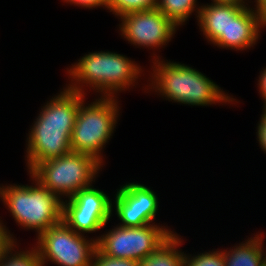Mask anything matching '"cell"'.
I'll list each match as a JSON object with an SVG mask.
<instances>
[{
  "label": "cell",
  "instance_id": "obj_15",
  "mask_svg": "<svg viewBox=\"0 0 266 266\" xmlns=\"http://www.w3.org/2000/svg\"><path fill=\"white\" fill-rule=\"evenodd\" d=\"M180 237L173 233L154 252L140 260L139 266H184L185 253L180 249L183 242Z\"/></svg>",
  "mask_w": 266,
  "mask_h": 266
},
{
  "label": "cell",
  "instance_id": "obj_24",
  "mask_svg": "<svg viewBox=\"0 0 266 266\" xmlns=\"http://www.w3.org/2000/svg\"><path fill=\"white\" fill-rule=\"evenodd\" d=\"M10 233V230L4 225L0 219V252L8 243H17V239Z\"/></svg>",
  "mask_w": 266,
  "mask_h": 266
},
{
  "label": "cell",
  "instance_id": "obj_27",
  "mask_svg": "<svg viewBox=\"0 0 266 266\" xmlns=\"http://www.w3.org/2000/svg\"><path fill=\"white\" fill-rule=\"evenodd\" d=\"M214 3H225V4H234L242 7H250L249 6V0H211ZM246 1V2H245Z\"/></svg>",
  "mask_w": 266,
  "mask_h": 266
},
{
  "label": "cell",
  "instance_id": "obj_12",
  "mask_svg": "<svg viewBox=\"0 0 266 266\" xmlns=\"http://www.w3.org/2000/svg\"><path fill=\"white\" fill-rule=\"evenodd\" d=\"M243 7L234 4H203L197 19L205 39L215 44L220 38H228L229 15H236Z\"/></svg>",
  "mask_w": 266,
  "mask_h": 266
},
{
  "label": "cell",
  "instance_id": "obj_6",
  "mask_svg": "<svg viewBox=\"0 0 266 266\" xmlns=\"http://www.w3.org/2000/svg\"><path fill=\"white\" fill-rule=\"evenodd\" d=\"M103 165L94 157L70 152L36 164L28 173L61 199L91 186ZM66 196V197H64Z\"/></svg>",
  "mask_w": 266,
  "mask_h": 266
},
{
  "label": "cell",
  "instance_id": "obj_22",
  "mask_svg": "<svg viewBox=\"0 0 266 266\" xmlns=\"http://www.w3.org/2000/svg\"><path fill=\"white\" fill-rule=\"evenodd\" d=\"M63 2L70 3L71 5H75L78 7H83L86 9H93V8H107L109 0H63Z\"/></svg>",
  "mask_w": 266,
  "mask_h": 266
},
{
  "label": "cell",
  "instance_id": "obj_11",
  "mask_svg": "<svg viewBox=\"0 0 266 266\" xmlns=\"http://www.w3.org/2000/svg\"><path fill=\"white\" fill-rule=\"evenodd\" d=\"M252 8L243 7L236 15H229L228 38H220L214 46L236 51L254 47L266 22Z\"/></svg>",
  "mask_w": 266,
  "mask_h": 266
},
{
  "label": "cell",
  "instance_id": "obj_18",
  "mask_svg": "<svg viewBox=\"0 0 266 266\" xmlns=\"http://www.w3.org/2000/svg\"><path fill=\"white\" fill-rule=\"evenodd\" d=\"M16 248H19L17 243H8L1 250L0 266H43L35 247L25 251Z\"/></svg>",
  "mask_w": 266,
  "mask_h": 266
},
{
  "label": "cell",
  "instance_id": "obj_2",
  "mask_svg": "<svg viewBox=\"0 0 266 266\" xmlns=\"http://www.w3.org/2000/svg\"><path fill=\"white\" fill-rule=\"evenodd\" d=\"M153 55L151 80L148 79L150 82L145 90H152L168 101L189 106L235 103L236 99L233 96L226 94L199 70L179 62L162 60L155 53Z\"/></svg>",
  "mask_w": 266,
  "mask_h": 266
},
{
  "label": "cell",
  "instance_id": "obj_25",
  "mask_svg": "<svg viewBox=\"0 0 266 266\" xmlns=\"http://www.w3.org/2000/svg\"><path fill=\"white\" fill-rule=\"evenodd\" d=\"M262 70L259 75L257 87L259 88V93L260 96L262 97L261 99H263L262 101H264L263 108H265L266 107V67L262 68Z\"/></svg>",
  "mask_w": 266,
  "mask_h": 266
},
{
  "label": "cell",
  "instance_id": "obj_26",
  "mask_svg": "<svg viewBox=\"0 0 266 266\" xmlns=\"http://www.w3.org/2000/svg\"><path fill=\"white\" fill-rule=\"evenodd\" d=\"M255 10L261 15L263 20L266 22V0H254Z\"/></svg>",
  "mask_w": 266,
  "mask_h": 266
},
{
  "label": "cell",
  "instance_id": "obj_14",
  "mask_svg": "<svg viewBox=\"0 0 266 266\" xmlns=\"http://www.w3.org/2000/svg\"><path fill=\"white\" fill-rule=\"evenodd\" d=\"M112 211H88L83 209H63L62 220L75 232L93 233L104 228L110 221Z\"/></svg>",
  "mask_w": 266,
  "mask_h": 266
},
{
  "label": "cell",
  "instance_id": "obj_19",
  "mask_svg": "<svg viewBox=\"0 0 266 266\" xmlns=\"http://www.w3.org/2000/svg\"><path fill=\"white\" fill-rule=\"evenodd\" d=\"M157 4L158 0H109L106 9L119 19L131 12L154 10Z\"/></svg>",
  "mask_w": 266,
  "mask_h": 266
},
{
  "label": "cell",
  "instance_id": "obj_20",
  "mask_svg": "<svg viewBox=\"0 0 266 266\" xmlns=\"http://www.w3.org/2000/svg\"><path fill=\"white\" fill-rule=\"evenodd\" d=\"M184 266H225L223 251L216 249L193 256L185 254Z\"/></svg>",
  "mask_w": 266,
  "mask_h": 266
},
{
  "label": "cell",
  "instance_id": "obj_1",
  "mask_svg": "<svg viewBox=\"0 0 266 266\" xmlns=\"http://www.w3.org/2000/svg\"><path fill=\"white\" fill-rule=\"evenodd\" d=\"M61 90L43 105L29 129L25 156L27 172L40 162L71 152V134L85 95L66 88Z\"/></svg>",
  "mask_w": 266,
  "mask_h": 266
},
{
  "label": "cell",
  "instance_id": "obj_23",
  "mask_svg": "<svg viewBox=\"0 0 266 266\" xmlns=\"http://www.w3.org/2000/svg\"><path fill=\"white\" fill-rule=\"evenodd\" d=\"M262 115L257 126V139L260 145V148L266 153V110L262 109Z\"/></svg>",
  "mask_w": 266,
  "mask_h": 266
},
{
  "label": "cell",
  "instance_id": "obj_21",
  "mask_svg": "<svg viewBox=\"0 0 266 266\" xmlns=\"http://www.w3.org/2000/svg\"><path fill=\"white\" fill-rule=\"evenodd\" d=\"M91 266H139L134 259L114 258L102 253L97 247L94 250Z\"/></svg>",
  "mask_w": 266,
  "mask_h": 266
},
{
  "label": "cell",
  "instance_id": "obj_13",
  "mask_svg": "<svg viewBox=\"0 0 266 266\" xmlns=\"http://www.w3.org/2000/svg\"><path fill=\"white\" fill-rule=\"evenodd\" d=\"M253 235L238 246L222 249L225 266H266V250L263 246L264 235L262 232Z\"/></svg>",
  "mask_w": 266,
  "mask_h": 266
},
{
  "label": "cell",
  "instance_id": "obj_5",
  "mask_svg": "<svg viewBox=\"0 0 266 266\" xmlns=\"http://www.w3.org/2000/svg\"><path fill=\"white\" fill-rule=\"evenodd\" d=\"M117 98L100 96L88 106L85 96L81 99L71 134V152L90 155L104 165L102 152L113 136L120 115Z\"/></svg>",
  "mask_w": 266,
  "mask_h": 266
},
{
  "label": "cell",
  "instance_id": "obj_16",
  "mask_svg": "<svg viewBox=\"0 0 266 266\" xmlns=\"http://www.w3.org/2000/svg\"><path fill=\"white\" fill-rule=\"evenodd\" d=\"M63 209L112 211V199L104 191L91 185L81 189L68 200H63Z\"/></svg>",
  "mask_w": 266,
  "mask_h": 266
},
{
  "label": "cell",
  "instance_id": "obj_10",
  "mask_svg": "<svg viewBox=\"0 0 266 266\" xmlns=\"http://www.w3.org/2000/svg\"><path fill=\"white\" fill-rule=\"evenodd\" d=\"M112 201L115 215L124 227H141L154 224L159 202L156 193L144 184L129 182L116 189Z\"/></svg>",
  "mask_w": 266,
  "mask_h": 266
},
{
  "label": "cell",
  "instance_id": "obj_4",
  "mask_svg": "<svg viewBox=\"0 0 266 266\" xmlns=\"http://www.w3.org/2000/svg\"><path fill=\"white\" fill-rule=\"evenodd\" d=\"M30 177L33 182L30 186H0V199L17 225L26 230H35L38 237L43 231L62 221L64 199L51 193L31 175Z\"/></svg>",
  "mask_w": 266,
  "mask_h": 266
},
{
  "label": "cell",
  "instance_id": "obj_7",
  "mask_svg": "<svg viewBox=\"0 0 266 266\" xmlns=\"http://www.w3.org/2000/svg\"><path fill=\"white\" fill-rule=\"evenodd\" d=\"M75 232L63 220L43 231L35 247L43 266H91L96 239Z\"/></svg>",
  "mask_w": 266,
  "mask_h": 266
},
{
  "label": "cell",
  "instance_id": "obj_9",
  "mask_svg": "<svg viewBox=\"0 0 266 266\" xmlns=\"http://www.w3.org/2000/svg\"><path fill=\"white\" fill-rule=\"evenodd\" d=\"M120 22L123 39L137 48L143 46L152 50L164 48L179 28L157 8L125 14L120 17Z\"/></svg>",
  "mask_w": 266,
  "mask_h": 266
},
{
  "label": "cell",
  "instance_id": "obj_8",
  "mask_svg": "<svg viewBox=\"0 0 266 266\" xmlns=\"http://www.w3.org/2000/svg\"><path fill=\"white\" fill-rule=\"evenodd\" d=\"M160 223L141 227L116 225L101 236L95 237L96 247L114 258L140 261L154 252L175 231Z\"/></svg>",
  "mask_w": 266,
  "mask_h": 266
},
{
  "label": "cell",
  "instance_id": "obj_17",
  "mask_svg": "<svg viewBox=\"0 0 266 266\" xmlns=\"http://www.w3.org/2000/svg\"><path fill=\"white\" fill-rule=\"evenodd\" d=\"M157 9L179 27L186 24L194 12L198 19L201 5L197 0H158Z\"/></svg>",
  "mask_w": 266,
  "mask_h": 266
},
{
  "label": "cell",
  "instance_id": "obj_3",
  "mask_svg": "<svg viewBox=\"0 0 266 266\" xmlns=\"http://www.w3.org/2000/svg\"><path fill=\"white\" fill-rule=\"evenodd\" d=\"M143 71L139 64L123 54L90 52L67 68L71 81L65 88L86 96L84 87H89L101 96L117 97L118 92L136 87Z\"/></svg>",
  "mask_w": 266,
  "mask_h": 266
}]
</instances>
